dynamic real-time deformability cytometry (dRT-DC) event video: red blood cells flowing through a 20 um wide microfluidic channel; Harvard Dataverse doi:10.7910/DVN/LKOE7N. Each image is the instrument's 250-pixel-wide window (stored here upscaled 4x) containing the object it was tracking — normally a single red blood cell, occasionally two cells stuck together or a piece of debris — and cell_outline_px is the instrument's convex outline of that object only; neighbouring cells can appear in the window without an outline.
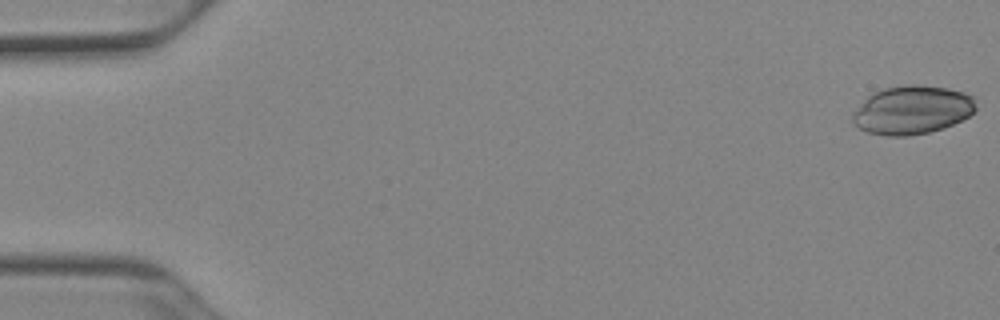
{"species": "Egyptian fruit bat (a non-hibernating species)", "species_latin": "Rousettus aegyptiacus", "temperature_condition": "cold", "stored_images_in_passage": 52, "camera_frame_rate_fps": 3000, "um_per_image_px": 0.085, "animal": {"sex": "female"}, "frame": {"image": 1, "passage_image": 1, "time_ms": 0.0, "image_size_px": [1000, 320], "cell_outline_px": [[976, 108], [968, 116], [952, 124], [928, 132], [908, 136], [888, 136], [868, 132], [852, 124], [852, 112], [872, 92], [884, 88], [904, 84], [920, 84], [948, 88], [964, 92], [972, 96]], "centroid_in_image_um": [77.49, 9.33], "position_along_channel_um": 7.5, "area_um2": 34.85}}
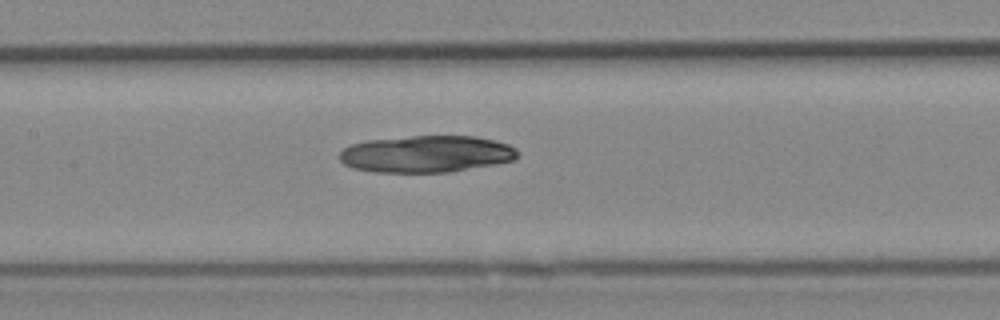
{"frame": {"image": 2, "passage_image": 25, "time_ms": 8.0, "image_size_px": [1000, 320], "cell_outline_px": [[520, 156], [512, 160], [492, 164], [448, 172], [376, 172], [352, 168], [344, 164], [340, 160], [340, 152], [344, 148], [352, 144], [368, 140], [412, 136], [476, 136], [496, 140], [508, 144], [516, 148], [520, 152]], "centroid_in_image_um": [36.26, 13.08], "position_along_channel_um": 171.1, "area_um2": 38.21}}
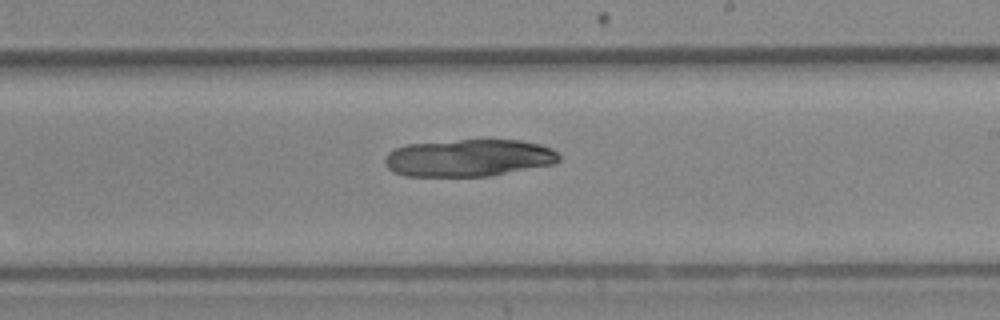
{"frame": {"image": 3, "passage_image": 31, "time_ms": 10.0, "image_size_px": [1000, 320], "cell_outline_px": [[560, 160], [556, 164], [488, 176], [404, 176], [392, 172], [384, 164], [384, 160], [388, 152], [396, 148], [408, 144], [460, 140], [520, 140], [540, 144], [552, 148], [560, 156]], "centroid_in_image_um": [39.85, 13.43], "position_along_channel_um": 249.1, "area_um2": 37.97}}